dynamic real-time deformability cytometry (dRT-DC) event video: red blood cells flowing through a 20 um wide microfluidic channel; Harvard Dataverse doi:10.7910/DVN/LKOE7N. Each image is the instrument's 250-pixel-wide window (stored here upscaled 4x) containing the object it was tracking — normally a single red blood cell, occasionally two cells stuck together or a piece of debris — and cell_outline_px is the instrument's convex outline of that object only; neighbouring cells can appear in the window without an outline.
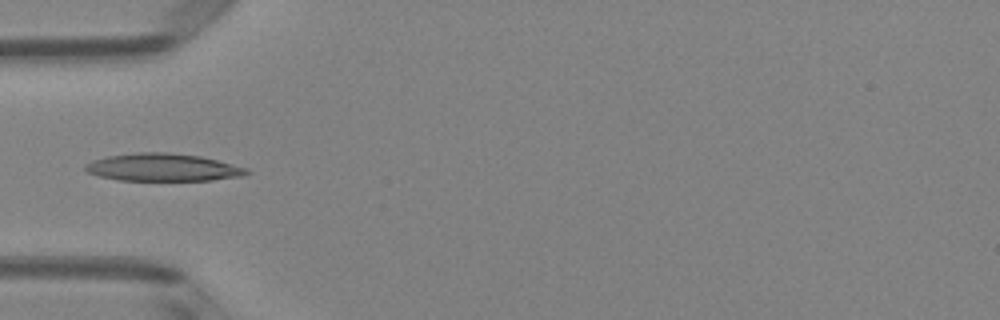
{"species": "Egyptian fruit bat (a non-hibernating species)", "species_latin": "Rousettus aegyptiacus", "temperature_condition": "room temperature", "stored_images_in_passage": 5, "camera_frame_rate_fps": 3000, "um_per_image_px": 0.085, "animal": {"sex": "female"}, "frame": {"image": 1, "passage_image": 5, "time_ms": 1.333, "image_size_px": [1000, 320], "cell_outline_px": [[252, 172], [244, 176], [212, 180], [116, 180], [100, 176], [88, 172], [84, 168], [84, 164], [92, 160], [108, 156], [136, 152], [168, 152], [200, 156], [248, 168]], "centroid_in_image_um": [13.86, 14.22], "position_along_channel_um": 71.1, "area_um2": 26.01}}